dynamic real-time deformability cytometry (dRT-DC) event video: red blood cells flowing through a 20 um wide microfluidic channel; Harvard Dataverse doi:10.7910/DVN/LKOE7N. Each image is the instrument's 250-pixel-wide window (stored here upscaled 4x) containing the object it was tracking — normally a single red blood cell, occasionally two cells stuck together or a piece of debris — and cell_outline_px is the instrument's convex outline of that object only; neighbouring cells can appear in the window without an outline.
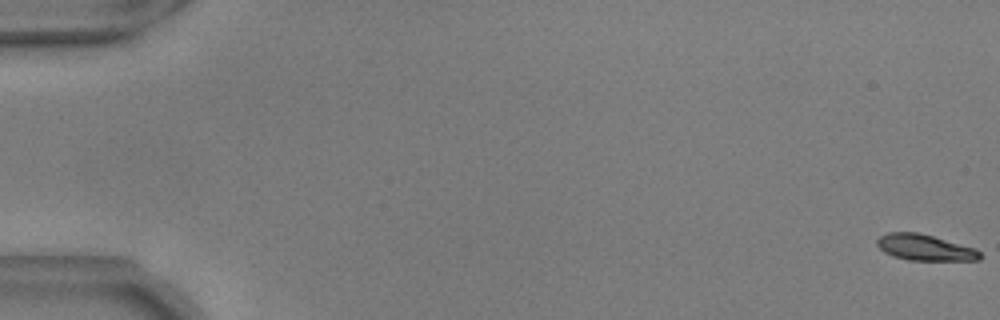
{"species": "common noctule bat (a hibernating species)", "species_latin": "Nyctalus noctula", "temperature_condition": "warm", "stored_images_in_passage": 57, "segment_of_instrument_passage": [1, 2], "camera_frame_rate_fps": 3000, "um_per_image_px": 0.085, "animal": {"sex": "male", "body_mass_g": 17.9, "forearm_length_mm": 54.2}, "frame": {"image": 1, "passage_image": 1, "time_ms": 0.0, "image_size_px": [1000, 320], "cell_outline_px": [[984, 256], [980, 260], [908, 260], [892, 256], [884, 252], [876, 244], [876, 240], [880, 236], [888, 232], [920, 232], [976, 248]], "centroid_in_image_um": [78.63, 21.03], "position_along_channel_um": 6.4, "area_um2": 15.84}}
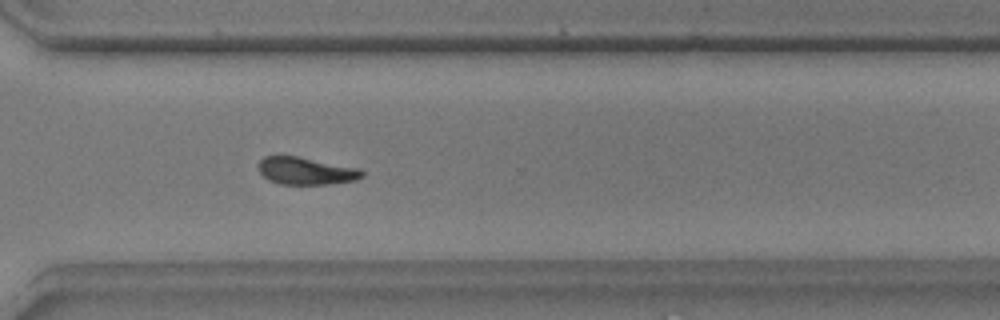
{"frame": {"image": 2, "passage_image": 42, "time_ms": 13.667, "image_size_px": [1000, 320], "cell_outline_px": [[364, 176], [356, 180], [328, 184], [280, 184], [268, 180], [260, 172], [260, 160], [264, 156], [296, 156], [360, 168], [364, 172]], "centroid_in_image_um": [26.04, 14.53], "position_along_channel_um": 344.6, "area_um2": 16.42}}
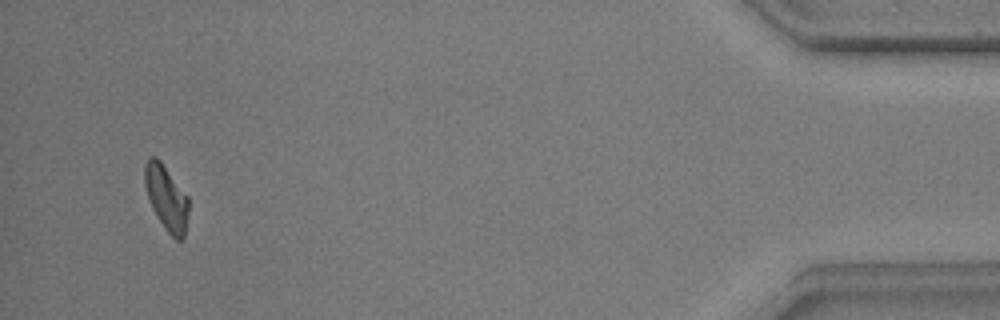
{"frame": {"image": 3, "passage_image": 54, "time_ms": 17.667, "image_size_px": [1000, 320], "cell_outline_px": [[188, 212], [184, 236], [180, 240], [176, 240], [164, 228], [152, 208], [144, 184], [144, 164], [152, 156], [156, 156], [160, 160], [188, 196]], "centroid_in_image_um": [14.13, 16.8], "position_along_channel_um": 421.1, "area_um2": 16.47}}